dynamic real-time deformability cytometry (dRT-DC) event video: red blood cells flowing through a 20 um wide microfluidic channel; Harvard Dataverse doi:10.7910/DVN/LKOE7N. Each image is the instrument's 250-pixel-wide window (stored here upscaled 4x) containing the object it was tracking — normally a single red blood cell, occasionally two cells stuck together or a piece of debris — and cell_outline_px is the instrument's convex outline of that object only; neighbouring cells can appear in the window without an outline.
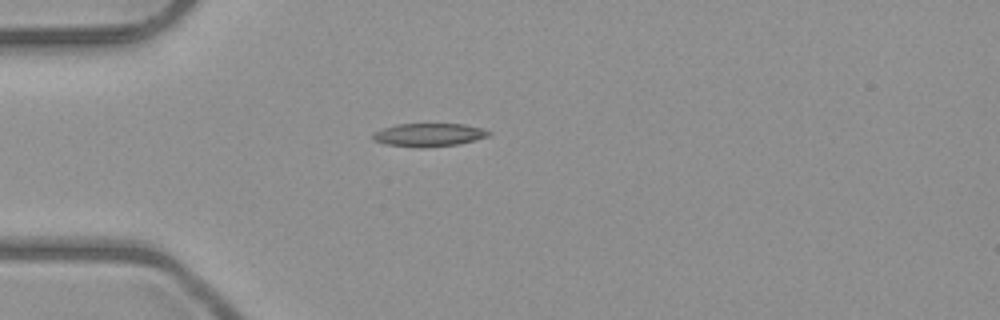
{"species": "common noctule bat (a hibernating species)", "species_latin": "Nyctalus noctula", "temperature_condition": "room temperature", "stored_images_in_passage": 1, "camera_frame_rate_fps": 3000, "um_per_image_px": 0.085, "animal": {"sex": "male", "body_mass_g": 23.1, "forearm_length_mm": 52.7}, "frame": {"image": 1, "passage_image": 1, "time_ms": 0.0, "image_size_px": [1000, 320], "cell_outline_px": [[492, 132], [488, 136], [460, 144], [424, 148], [416, 148], [384, 144], [372, 140], [372, 132], [396, 124], [464, 124], [484, 128]], "centroid_in_image_um": [36.43, 11.47], "position_along_channel_um": 48.6, "area_um2": 15.95}}